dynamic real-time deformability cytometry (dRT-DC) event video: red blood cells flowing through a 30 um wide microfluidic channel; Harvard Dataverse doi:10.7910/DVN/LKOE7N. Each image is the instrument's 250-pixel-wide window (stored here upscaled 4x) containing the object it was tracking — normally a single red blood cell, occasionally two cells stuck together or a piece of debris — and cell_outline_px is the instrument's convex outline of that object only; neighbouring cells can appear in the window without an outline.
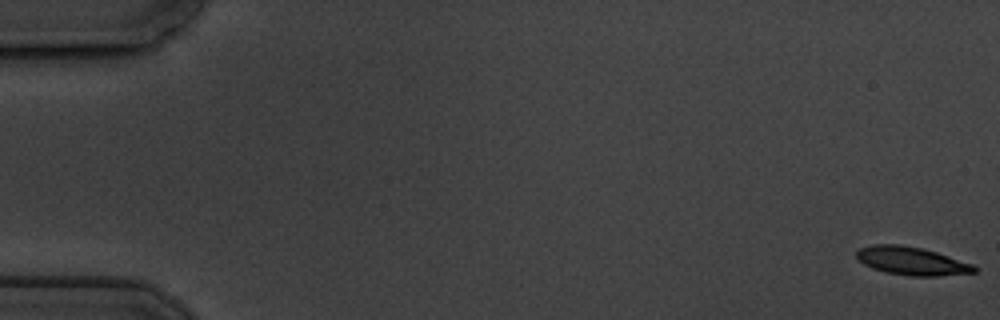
{"species": "common noctule bat (a hibernating species)", "species_latin": "Nyctalus noctula", "temperature_condition": "cold", "stored_images_in_passage": 6, "camera_frame_rate_fps": 3000, "um_per_image_px": 0.085, "animal": {"sex": "male", "body_mass_g": 19.5, "forearm_length_mm": 54.6}, "frame": {"image": 1, "passage_image": 1, "time_ms": 0.0, "image_size_px": [1000, 320], "cell_outline_px": [[976, 272], [936, 276], [912, 276], [888, 272], [872, 268], [864, 264], [856, 256], [856, 252], [860, 248], [872, 244], [896, 244], [920, 248], [936, 252], [972, 264], [976, 268]], "centroid_in_image_um": [77.47, 22.18], "position_along_channel_um": 7.5, "area_um2": 18.96}}
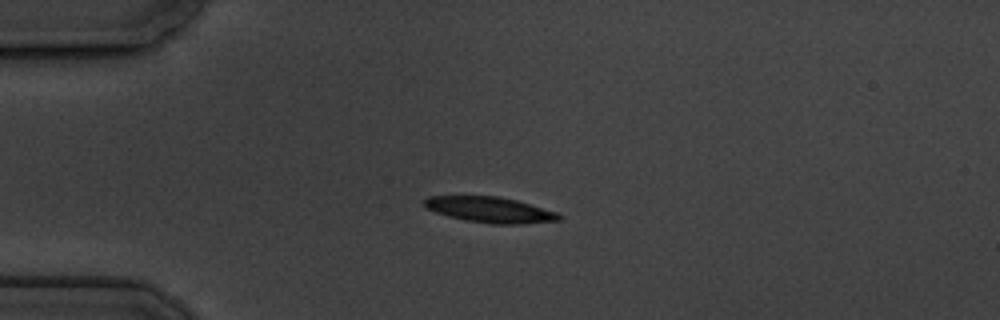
{"frame": {"image": 2, "passage_image": 5, "time_ms": 4.667, "image_size_px": [1000, 320], "cell_outline_px": [[564, 220], [520, 224], [492, 224], [464, 220], [448, 216], [424, 208], [424, 200], [428, 196], [496, 196], [516, 200], [556, 212], [564, 216]], "centroid_in_image_um": [41.66, 17.84], "position_along_channel_um": 43.3, "area_um2": 20.23}}